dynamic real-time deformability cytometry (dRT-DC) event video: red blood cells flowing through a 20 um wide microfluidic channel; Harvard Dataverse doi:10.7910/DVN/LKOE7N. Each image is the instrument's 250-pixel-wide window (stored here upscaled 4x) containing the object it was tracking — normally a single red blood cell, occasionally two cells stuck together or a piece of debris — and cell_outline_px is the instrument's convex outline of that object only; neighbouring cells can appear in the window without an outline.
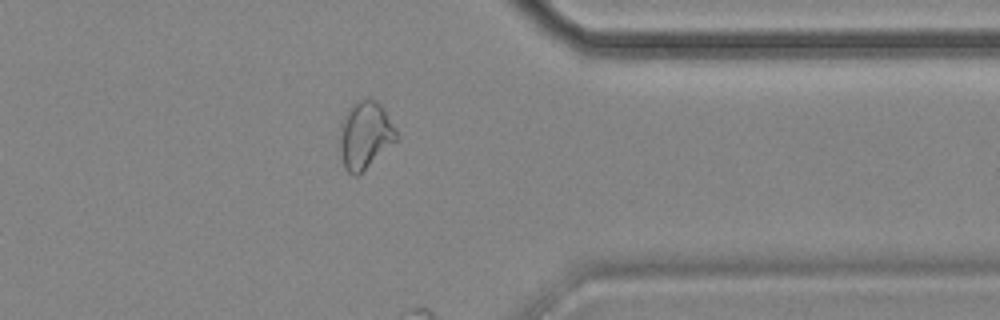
{"species": "common noctule bat (a hibernating species)", "species_latin": "Nyctalus noctula", "temperature_condition": "cold", "stored_images_in_passage": 57, "camera_frame_rate_fps": 3000, "um_per_image_px": 0.085, "animal": {"sex": "female", "body_mass_g": 18.4}, "frame": {"image": 1, "passage_image": 45, "time_ms": 14.667, "image_size_px": [1000, 320], "cell_outline_px": [[400, 136], [396, 140], [356, 176], [352, 176], [344, 168], [340, 148], [340, 124], [348, 108], [352, 104], [368, 96], [376, 100], [384, 108], [396, 128]], "centroid_in_image_um": [31.03, 11.43], "position_along_channel_um": 380.4, "area_um2": 22.2}}